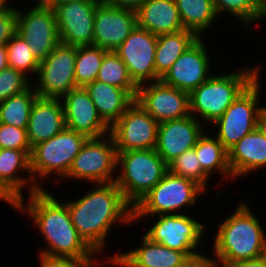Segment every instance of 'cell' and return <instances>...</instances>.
I'll return each instance as SVG.
<instances>
[{"mask_svg": "<svg viewBox=\"0 0 266 267\" xmlns=\"http://www.w3.org/2000/svg\"><path fill=\"white\" fill-rule=\"evenodd\" d=\"M218 267H266V254L250 259L239 261H216Z\"/></svg>", "mask_w": 266, "mask_h": 267, "instance_id": "ab89813d", "label": "cell"}, {"mask_svg": "<svg viewBox=\"0 0 266 267\" xmlns=\"http://www.w3.org/2000/svg\"><path fill=\"white\" fill-rule=\"evenodd\" d=\"M233 214L219 223L215 233V261L250 260L266 254V234L261 221L246 201H240Z\"/></svg>", "mask_w": 266, "mask_h": 267, "instance_id": "3957f363", "label": "cell"}, {"mask_svg": "<svg viewBox=\"0 0 266 267\" xmlns=\"http://www.w3.org/2000/svg\"><path fill=\"white\" fill-rule=\"evenodd\" d=\"M192 31L183 29L176 33L161 34L155 52L156 74L162 78L172 64L198 39Z\"/></svg>", "mask_w": 266, "mask_h": 267, "instance_id": "4316f807", "label": "cell"}, {"mask_svg": "<svg viewBox=\"0 0 266 267\" xmlns=\"http://www.w3.org/2000/svg\"><path fill=\"white\" fill-rule=\"evenodd\" d=\"M260 66H256L254 81L225 110L223 115L213 123L218 129L215 137L229 151L245 135L256 129L257 117L262 106L260 98ZM259 100V101H258ZM260 103V104H259Z\"/></svg>", "mask_w": 266, "mask_h": 267, "instance_id": "ba28073f", "label": "cell"}, {"mask_svg": "<svg viewBox=\"0 0 266 267\" xmlns=\"http://www.w3.org/2000/svg\"><path fill=\"white\" fill-rule=\"evenodd\" d=\"M87 139L85 135L65 127L51 139L33 146L30 154V169L34 184L39 189H44L41 181H45V178L48 179L53 174L58 180H63L68 174L73 159ZM38 178L41 179L40 182Z\"/></svg>", "mask_w": 266, "mask_h": 267, "instance_id": "52a82bcc", "label": "cell"}, {"mask_svg": "<svg viewBox=\"0 0 266 267\" xmlns=\"http://www.w3.org/2000/svg\"><path fill=\"white\" fill-rule=\"evenodd\" d=\"M168 171L174 175L188 178L208 190V180L211 179L201 167L195 148L183 152L168 164Z\"/></svg>", "mask_w": 266, "mask_h": 267, "instance_id": "e575fe53", "label": "cell"}, {"mask_svg": "<svg viewBox=\"0 0 266 267\" xmlns=\"http://www.w3.org/2000/svg\"><path fill=\"white\" fill-rule=\"evenodd\" d=\"M202 170L210 177L213 173L222 174L224 178L233 180V175L228 163V151L222 143L214 136L204 132L195 145ZM224 177V178H223Z\"/></svg>", "mask_w": 266, "mask_h": 267, "instance_id": "83f0119b", "label": "cell"}, {"mask_svg": "<svg viewBox=\"0 0 266 267\" xmlns=\"http://www.w3.org/2000/svg\"><path fill=\"white\" fill-rule=\"evenodd\" d=\"M116 165L117 151L110 133L88 138L63 179L83 180L93 185L115 182L113 174L118 172Z\"/></svg>", "mask_w": 266, "mask_h": 267, "instance_id": "9c48e42d", "label": "cell"}, {"mask_svg": "<svg viewBox=\"0 0 266 267\" xmlns=\"http://www.w3.org/2000/svg\"><path fill=\"white\" fill-rule=\"evenodd\" d=\"M32 150L27 129L0 123V149Z\"/></svg>", "mask_w": 266, "mask_h": 267, "instance_id": "8d00e7d4", "label": "cell"}, {"mask_svg": "<svg viewBox=\"0 0 266 267\" xmlns=\"http://www.w3.org/2000/svg\"><path fill=\"white\" fill-rule=\"evenodd\" d=\"M256 128L266 138V107L264 105L259 110Z\"/></svg>", "mask_w": 266, "mask_h": 267, "instance_id": "7bdbcfd3", "label": "cell"}, {"mask_svg": "<svg viewBox=\"0 0 266 267\" xmlns=\"http://www.w3.org/2000/svg\"><path fill=\"white\" fill-rule=\"evenodd\" d=\"M137 26L155 35L184 29L175 0H147L136 10Z\"/></svg>", "mask_w": 266, "mask_h": 267, "instance_id": "d4e9b609", "label": "cell"}, {"mask_svg": "<svg viewBox=\"0 0 266 267\" xmlns=\"http://www.w3.org/2000/svg\"><path fill=\"white\" fill-rule=\"evenodd\" d=\"M16 33L39 63L60 43L55 11L48 4H36L26 12L17 8Z\"/></svg>", "mask_w": 266, "mask_h": 267, "instance_id": "7c38bea8", "label": "cell"}, {"mask_svg": "<svg viewBox=\"0 0 266 267\" xmlns=\"http://www.w3.org/2000/svg\"><path fill=\"white\" fill-rule=\"evenodd\" d=\"M159 123L136 101L110 127L116 151L155 149Z\"/></svg>", "mask_w": 266, "mask_h": 267, "instance_id": "4fadbf2b", "label": "cell"}, {"mask_svg": "<svg viewBox=\"0 0 266 267\" xmlns=\"http://www.w3.org/2000/svg\"><path fill=\"white\" fill-rule=\"evenodd\" d=\"M175 267H218L214 257L210 258L205 255H195L188 257L182 264Z\"/></svg>", "mask_w": 266, "mask_h": 267, "instance_id": "60d3db41", "label": "cell"}, {"mask_svg": "<svg viewBox=\"0 0 266 267\" xmlns=\"http://www.w3.org/2000/svg\"><path fill=\"white\" fill-rule=\"evenodd\" d=\"M175 1L184 29L194 32L199 38H202L213 22L219 18L213 0Z\"/></svg>", "mask_w": 266, "mask_h": 267, "instance_id": "f1b7e54d", "label": "cell"}, {"mask_svg": "<svg viewBox=\"0 0 266 267\" xmlns=\"http://www.w3.org/2000/svg\"><path fill=\"white\" fill-rule=\"evenodd\" d=\"M34 82L26 75L7 67L0 72V103L10 96L18 95L28 90Z\"/></svg>", "mask_w": 266, "mask_h": 267, "instance_id": "d590c367", "label": "cell"}, {"mask_svg": "<svg viewBox=\"0 0 266 267\" xmlns=\"http://www.w3.org/2000/svg\"><path fill=\"white\" fill-rule=\"evenodd\" d=\"M86 191L79 199L64 203L78 234L100 256L115 224L134 223L133 207L115 182L94 184Z\"/></svg>", "mask_w": 266, "mask_h": 267, "instance_id": "7a4b0ae2", "label": "cell"}, {"mask_svg": "<svg viewBox=\"0 0 266 267\" xmlns=\"http://www.w3.org/2000/svg\"><path fill=\"white\" fill-rule=\"evenodd\" d=\"M115 183L134 208L168 172V164L155 149L117 152Z\"/></svg>", "mask_w": 266, "mask_h": 267, "instance_id": "5b68a950", "label": "cell"}, {"mask_svg": "<svg viewBox=\"0 0 266 267\" xmlns=\"http://www.w3.org/2000/svg\"><path fill=\"white\" fill-rule=\"evenodd\" d=\"M65 127L61 99L37 97L32 105L27 127V137L31 148L51 139Z\"/></svg>", "mask_w": 266, "mask_h": 267, "instance_id": "603a6c76", "label": "cell"}, {"mask_svg": "<svg viewBox=\"0 0 266 267\" xmlns=\"http://www.w3.org/2000/svg\"><path fill=\"white\" fill-rule=\"evenodd\" d=\"M38 97L33 85L25 92L10 96L0 103V123L18 128L28 127L30 111Z\"/></svg>", "mask_w": 266, "mask_h": 267, "instance_id": "f546056e", "label": "cell"}, {"mask_svg": "<svg viewBox=\"0 0 266 267\" xmlns=\"http://www.w3.org/2000/svg\"><path fill=\"white\" fill-rule=\"evenodd\" d=\"M9 0H0V12L7 10L11 5L8 4Z\"/></svg>", "mask_w": 266, "mask_h": 267, "instance_id": "bcb514c9", "label": "cell"}, {"mask_svg": "<svg viewBox=\"0 0 266 267\" xmlns=\"http://www.w3.org/2000/svg\"><path fill=\"white\" fill-rule=\"evenodd\" d=\"M159 218V219H158ZM144 234L152 242L183 252L187 257L200 255L198 248L208 225L200 223L187 213L164 214ZM199 246V247H198ZM197 247V248H196ZM197 249V250H196Z\"/></svg>", "mask_w": 266, "mask_h": 267, "instance_id": "30bf717a", "label": "cell"}, {"mask_svg": "<svg viewBox=\"0 0 266 267\" xmlns=\"http://www.w3.org/2000/svg\"><path fill=\"white\" fill-rule=\"evenodd\" d=\"M101 0L63 2L53 7L60 42L67 45H93L95 10Z\"/></svg>", "mask_w": 266, "mask_h": 267, "instance_id": "9a60e30c", "label": "cell"}, {"mask_svg": "<svg viewBox=\"0 0 266 267\" xmlns=\"http://www.w3.org/2000/svg\"><path fill=\"white\" fill-rule=\"evenodd\" d=\"M215 11L219 17L222 13L232 15L245 25L265 20L266 2L264 0H213ZM225 12V13H224Z\"/></svg>", "mask_w": 266, "mask_h": 267, "instance_id": "1f68e13d", "label": "cell"}, {"mask_svg": "<svg viewBox=\"0 0 266 267\" xmlns=\"http://www.w3.org/2000/svg\"><path fill=\"white\" fill-rule=\"evenodd\" d=\"M40 267H103V260L100 259H86L77 260L73 258L49 257L39 255ZM99 263V264H98Z\"/></svg>", "mask_w": 266, "mask_h": 267, "instance_id": "74e56055", "label": "cell"}, {"mask_svg": "<svg viewBox=\"0 0 266 267\" xmlns=\"http://www.w3.org/2000/svg\"><path fill=\"white\" fill-rule=\"evenodd\" d=\"M92 102L102 120L111 127L135 101L124 89L95 80L88 84Z\"/></svg>", "mask_w": 266, "mask_h": 267, "instance_id": "484cf974", "label": "cell"}, {"mask_svg": "<svg viewBox=\"0 0 266 267\" xmlns=\"http://www.w3.org/2000/svg\"><path fill=\"white\" fill-rule=\"evenodd\" d=\"M135 101L158 123L190 115L189 93L161 80L139 85Z\"/></svg>", "mask_w": 266, "mask_h": 267, "instance_id": "2e32d148", "label": "cell"}, {"mask_svg": "<svg viewBox=\"0 0 266 267\" xmlns=\"http://www.w3.org/2000/svg\"><path fill=\"white\" fill-rule=\"evenodd\" d=\"M198 38L160 79L164 84L191 93L213 74L208 47ZM211 62V63H210Z\"/></svg>", "mask_w": 266, "mask_h": 267, "instance_id": "e0dca14e", "label": "cell"}, {"mask_svg": "<svg viewBox=\"0 0 266 267\" xmlns=\"http://www.w3.org/2000/svg\"><path fill=\"white\" fill-rule=\"evenodd\" d=\"M136 11L101 0L95 10L93 45L115 51L136 27Z\"/></svg>", "mask_w": 266, "mask_h": 267, "instance_id": "ac0fdd59", "label": "cell"}, {"mask_svg": "<svg viewBox=\"0 0 266 267\" xmlns=\"http://www.w3.org/2000/svg\"><path fill=\"white\" fill-rule=\"evenodd\" d=\"M71 1H78V0H51L48 3V5L53 8L57 4H60V3H63V2H71Z\"/></svg>", "mask_w": 266, "mask_h": 267, "instance_id": "7dc6e473", "label": "cell"}, {"mask_svg": "<svg viewBox=\"0 0 266 267\" xmlns=\"http://www.w3.org/2000/svg\"><path fill=\"white\" fill-rule=\"evenodd\" d=\"M157 38V35L136 25L125 41L115 50L137 86L161 79L155 69Z\"/></svg>", "mask_w": 266, "mask_h": 267, "instance_id": "5bb4252c", "label": "cell"}, {"mask_svg": "<svg viewBox=\"0 0 266 267\" xmlns=\"http://www.w3.org/2000/svg\"><path fill=\"white\" fill-rule=\"evenodd\" d=\"M192 115L159 123L155 150L169 164L192 149L205 132V125ZM204 126V128H203Z\"/></svg>", "mask_w": 266, "mask_h": 267, "instance_id": "d6986e66", "label": "cell"}, {"mask_svg": "<svg viewBox=\"0 0 266 267\" xmlns=\"http://www.w3.org/2000/svg\"><path fill=\"white\" fill-rule=\"evenodd\" d=\"M8 67L6 44L0 45V72Z\"/></svg>", "mask_w": 266, "mask_h": 267, "instance_id": "ee69618b", "label": "cell"}, {"mask_svg": "<svg viewBox=\"0 0 266 267\" xmlns=\"http://www.w3.org/2000/svg\"><path fill=\"white\" fill-rule=\"evenodd\" d=\"M97 81L124 89L134 100L138 86L130 78L125 63L115 51H107L104 55Z\"/></svg>", "mask_w": 266, "mask_h": 267, "instance_id": "4dcf8cb0", "label": "cell"}, {"mask_svg": "<svg viewBox=\"0 0 266 267\" xmlns=\"http://www.w3.org/2000/svg\"><path fill=\"white\" fill-rule=\"evenodd\" d=\"M140 248L132 251L107 255L105 265L116 267H175L182 264L188 257L178 250L170 249L159 243L152 242L145 235L141 238ZM108 262V263H107Z\"/></svg>", "mask_w": 266, "mask_h": 267, "instance_id": "7402d4cb", "label": "cell"}, {"mask_svg": "<svg viewBox=\"0 0 266 267\" xmlns=\"http://www.w3.org/2000/svg\"><path fill=\"white\" fill-rule=\"evenodd\" d=\"M32 150L0 149V187L15 201L40 190L33 180L30 169ZM26 172L29 176H25Z\"/></svg>", "mask_w": 266, "mask_h": 267, "instance_id": "44dd1931", "label": "cell"}, {"mask_svg": "<svg viewBox=\"0 0 266 267\" xmlns=\"http://www.w3.org/2000/svg\"><path fill=\"white\" fill-rule=\"evenodd\" d=\"M233 180L266 167V138L256 128L228 151ZM248 173V174H247Z\"/></svg>", "mask_w": 266, "mask_h": 267, "instance_id": "cb8c5ba5", "label": "cell"}, {"mask_svg": "<svg viewBox=\"0 0 266 267\" xmlns=\"http://www.w3.org/2000/svg\"><path fill=\"white\" fill-rule=\"evenodd\" d=\"M6 48L8 66L20 71L30 79H32L30 75H35L34 78H36L40 63L32 55L28 43L18 33H15L7 42Z\"/></svg>", "mask_w": 266, "mask_h": 267, "instance_id": "836d02e7", "label": "cell"}, {"mask_svg": "<svg viewBox=\"0 0 266 267\" xmlns=\"http://www.w3.org/2000/svg\"><path fill=\"white\" fill-rule=\"evenodd\" d=\"M36 4H48L51 0H34Z\"/></svg>", "mask_w": 266, "mask_h": 267, "instance_id": "c3c4849f", "label": "cell"}, {"mask_svg": "<svg viewBox=\"0 0 266 267\" xmlns=\"http://www.w3.org/2000/svg\"><path fill=\"white\" fill-rule=\"evenodd\" d=\"M66 128L97 138L110 133V127L99 116L84 87H76L61 98Z\"/></svg>", "mask_w": 266, "mask_h": 267, "instance_id": "ffe728a7", "label": "cell"}, {"mask_svg": "<svg viewBox=\"0 0 266 267\" xmlns=\"http://www.w3.org/2000/svg\"><path fill=\"white\" fill-rule=\"evenodd\" d=\"M0 200L16 208V202L0 187Z\"/></svg>", "mask_w": 266, "mask_h": 267, "instance_id": "f6af8a7d", "label": "cell"}, {"mask_svg": "<svg viewBox=\"0 0 266 267\" xmlns=\"http://www.w3.org/2000/svg\"><path fill=\"white\" fill-rule=\"evenodd\" d=\"M205 192L195 181L168 171L162 180L133 208V222L144 217L152 216L151 219H155L159 215L177 214V212L180 214L186 206H191L192 209L198 201V196Z\"/></svg>", "mask_w": 266, "mask_h": 267, "instance_id": "8992f818", "label": "cell"}, {"mask_svg": "<svg viewBox=\"0 0 266 267\" xmlns=\"http://www.w3.org/2000/svg\"><path fill=\"white\" fill-rule=\"evenodd\" d=\"M77 46L59 43L54 50L43 59L38 68V81L33 87L42 98H62L76 88L75 61Z\"/></svg>", "mask_w": 266, "mask_h": 267, "instance_id": "8fae6325", "label": "cell"}, {"mask_svg": "<svg viewBox=\"0 0 266 267\" xmlns=\"http://www.w3.org/2000/svg\"><path fill=\"white\" fill-rule=\"evenodd\" d=\"M16 24L17 8H14L13 5L0 12V45L7 44L16 33Z\"/></svg>", "mask_w": 266, "mask_h": 267, "instance_id": "f35d334b", "label": "cell"}, {"mask_svg": "<svg viewBox=\"0 0 266 267\" xmlns=\"http://www.w3.org/2000/svg\"><path fill=\"white\" fill-rule=\"evenodd\" d=\"M242 69L214 74L193 90L189 94L190 115L199 121L203 119L208 125L216 122L254 81L256 67Z\"/></svg>", "mask_w": 266, "mask_h": 267, "instance_id": "277c9868", "label": "cell"}, {"mask_svg": "<svg viewBox=\"0 0 266 267\" xmlns=\"http://www.w3.org/2000/svg\"><path fill=\"white\" fill-rule=\"evenodd\" d=\"M16 202V211L30 217L40 231L47 247L39 255L73 258L77 260L99 259L97 254L78 234L71 222L67 205L45 189H40Z\"/></svg>", "mask_w": 266, "mask_h": 267, "instance_id": "6da1fadb", "label": "cell"}, {"mask_svg": "<svg viewBox=\"0 0 266 267\" xmlns=\"http://www.w3.org/2000/svg\"><path fill=\"white\" fill-rule=\"evenodd\" d=\"M107 50L98 46H78L75 61L76 87H86L97 79L99 69Z\"/></svg>", "mask_w": 266, "mask_h": 267, "instance_id": "d6a6232c", "label": "cell"}, {"mask_svg": "<svg viewBox=\"0 0 266 267\" xmlns=\"http://www.w3.org/2000/svg\"><path fill=\"white\" fill-rule=\"evenodd\" d=\"M113 6L137 10L147 0H105Z\"/></svg>", "mask_w": 266, "mask_h": 267, "instance_id": "b9f144b4", "label": "cell"}]
</instances>
